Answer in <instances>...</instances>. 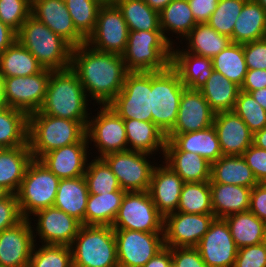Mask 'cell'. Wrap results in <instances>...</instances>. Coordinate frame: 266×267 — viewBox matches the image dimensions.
<instances>
[{"instance_id":"4fadbf2b","label":"cell","mask_w":266,"mask_h":267,"mask_svg":"<svg viewBox=\"0 0 266 267\" xmlns=\"http://www.w3.org/2000/svg\"><path fill=\"white\" fill-rule=\"evenodd\" d=\"M148 153L126 150L102 157L126 192L148 191L155 166L150 164Z\"/></svg>"},{"instance_id":"ac0fdd59","label":"cell","mask_w":266,"mask_h":267,"mask_svg":"<svg viewBox=\"0 0 266 267\" xmlns=\"http://www.w3.org/2000/svg\"><path fill=\"white\" fill-rule=\"evenodd\" d=\"M31 218H23L15 226L0 232V265L4 267H29L34 248ZM34 234V235H33Z\"/></svg>"},{"instance_id":"1f68e13d","label":"cell","mask_w":266,"mask_h":267,"mask_svg":"<svg viewBox=\"0 0 266 267\" xmlns=\"http://www.w3.org/2000/svg\"><path fill=\"white\" fill-rule=\"evenodd\" d=\"M124 125L127 143L130 144L128 150L152 155L153 152L161 149L164 154L167 137L153 122L124 119Z\"/></svg>"},{"instance_id":"30bf717a","label":"cell","mask_w":266,"mask_h":267,"mask_svg":"<svg viewBox=\"0 0 266 267\" xmlns=\"http://www.w3.org/2000/svg\"><path fill=\"white\" fill-rule=\"evenodd\" d=\"M108 106L123 119L152 122L151 72H128L122 90Z\"/></svg>"},{"instance_id":"8fae6325","label":"cell","mask_w":266,"mask_h":267,"mask_svg":"<svg viewBox=\"0 0 266 267\" xmlns=\"http://www.w3.org/2000/svg\"><path fill=\"white\" fill-rule=\"evenodd\" d=\"M52 69L43 68L31 76L1 78L5 106L30 115L39 111L47 92Z\"/></svg>"},{"instance_id":"836d02e7","label":"cell","mask_w":266,"mask_h":267,"mask_svg":"<svg viewBox=\"0 0 266 267\" xmlns=\"http://www.w3.org/2000/svg\"><path fill=\"white\" fill-rule=\"evenodd\" d=\"M199 90L215 113L232 111L241 91L240 86L215 70Z\"/></svg>"},{"instance_id":"6125c7cd","label":"cell","mask_w":266,"mask_h":267,"mask_svg":"<svg viewBox=\"0 0 266 267\" xmlns=\"http://www.w3.org/2000/svg\"><path fill=\"white\" fill-rule=\"evenodd\" d=\"M253 144L258 148L266 150V127L253 134Z\"/></svg>"},{"instance_id":"d6a6232c","label":"cell","mask_w":266,"mask_h":267,"mask_svg":"<svg viewBox=\"0 0 266 267\" xmlns=\"http://www.w3.org/2000/svg\"><path fill=\"white\" fill-rule=\"evenodd\" d=\"M164 164L177 173L185 183L211 179V163L188 151H164Z\"/></svg>"},{"instance_id":"bcb514c9","label":"cell","mask_w":266,"mask_h":267,"mask_svg":"<svg viewBox=\"0 0 266 267\" xmlns=\"http://www.w3.org/2000/svg\"><path fill=\"white\" fill-rule=\"evenodd\" d=\"M35 249L34 245L29 267H73L70 246L43 244Z\"/></svg>"},{"instance_id":"ffe728a7","label":"cell","mask_w":266,"mask_h":267,"mask_svg":"<svg viewBox=\"0 0 266 267\" xmlns=\"http://www.w3.org/2000/svg\"><path fill=\"white\" fill-rule=\"evenodd\" d=\"M34 215L38 217L35 231L42 244L71 246L82 226L76 218L54 206L38 210Z\"/></svg>"},{"instance_id":"8d00e7d4","label":"cell","mask_w":266,"mask_h":267,"mask_svg":"<svg viewBox=\"0 0 266 267\" xmlns=\"http://www.w3.org/2000/svg\"><path fill=\"white\" fill-rule=\"evenodd\" d=\"M125 193V190H117L104 194H89L85 225L112 226Z\"/></svg>"},{"instance_id":"e7e4bbea","label":"cell","mask_w":266,"mask_h":267,"mask_svg":"<svg viewBox=\"0 0 266 267\" xmlns=\"http://www.w3.org/2000/svg\"><path fill=\"white\" fill-rule=\"evenodd\" d=\"M172 0H145L152 9L161 12Z\"/></svg>"},{"instance_id":"74e56055","label":"cell","mask_w":266,"mask_h":267,"mask_svg":"<svg viewBox=\"0 0 266 267\" xmlns=\"http://www.w3.org/2000/svg\"><path fill=\"white\" fill-rule=\"evenodd\" d=\"M44 67L17 40L0 55V77L31 76Z\"/></svg>"},{"instance_id":"6da1fadb","label":"cell","mask_w":266,"mask_h":267,"mask_svg":"<svg viewBox=\"0 0 266 267\" xmlns=\"http://www.w3.org/2000/svg\"><path fill=\"white\" fill-rule=\"evenodd\" d=\"M70 68L84 91L101 106L109 105L122 90L128 73L122 55L92 49L86 43L72 48Z\"/></svg>"},{"instance_id":"f546056e","label":"cell","mask_w":266,"mask_h":267,"mask_svg":"<svg viewBox=\"0 0 266 267\" xmlns=\"http://www.w3.org/2000/svg\"><path fill=\"white\" fill-rule=\"evenodd\" d=\"M32 160L29 144L5 148L0 153V185L11 194H16Z\"/></svg>"},{"instance_id":"7402d4cb","label":"cell","mask_w":266,"mask_h":267,"mask_svg":"<svg viewBox=\"0 0 266 267\" xmlns=\"http://www.w3.org/2000/svg\"><path fill=\"white\" fill-rule=\"evenodd\" d=\"M89 140L85 135L78 143L52 150L38 160L59 179L84 176L87 167Z\"/></svg>"},{"instance_id":"484cf974","label":"cell","mask_w":266,"mask_h":267,"mask_svg":"<svg viewBox=\"0 0 266 267\" xmlns=\"http://www.w3.org/2000/svg\"><path fill=\"white\" fill-rule=\"evenodd\" d=\"M172 48L170 66L186 88L200 89L213 72L212 59Z\"/></svg>"},{"instance_id":"7c38bea8","label":"cell","mask_w":266,"mask_h":267,"mask_svg":"<svg viewBox=\"0 0 266 267\" xmlns=\"http://www.w3.org/2000/svg\"><path fill=\"white\" fill-rule=\"evenodd\" d=\"M129 29L115 4L102 5L93 32L86 39L92 49L122 55L128 42Z\"/></svg>"},{"instance_id":"c3c4849f","label":"cell","mask_w":266,"mask_h":267,"mask_svg":"<svg viewBox=\"0 0 266 267\" xmlns=\"http://www.w3.org/2000/svg\"><path fill=\"white\" fill-rule=\"evenodd\" d=\"M233 111L253 134L266 127V110L249 93L239 92Z\"/></svg>"},{"instance_id":"6f0895ef","label":"cell","mask_w":266,"mask_h":267,"mask_svg":"<svg viewBox=\"0 0 266 267\" xmlns=\"http://www.w3.org/2000/svg\"><path fill=\"white\" fill-rule=\"evenodd\" d=\"M219 0H188L196 23H207Z\"/></svg>"},{"instance_id":"cb8c5ba5","label":"cell","mask_w":266,"mask_h":267,"mask_svg":"<svg viewBox=\"0 0 266 267\" xmlns=\"http://www.w3.org/2000/svg\"><path fill=\"white\" fill-rule=\"evenodd\" d=\"M184 183L168 165L154 167L148 192L164 218L176 212Z\"/></svg>"},{"instance_id":"f35d334b","label":"cell","mask_w":266,"mask_h":267,"mask_svg":"<svg viewBox=\"0 0 266 267\" xmlns=\"http://www.w3.org/2000/svg\"><path fill=\"white\" fill-rule=\"evenodd\" d=\"M159 19L160 29L171 45H173V41L166 36L165 32L172 31L182 36L183 39L197 24L188 0H172L159 12Z\"/></svg>"},{"instance_id":"f6af8a7d","label":"cell","mask_w":266,"mask_h":267,"mask_svg":"<svg viewBox=\"0 0 266 267\" xmlns=\"http://www.w3.org/2000/svg\"><path fill=\"white\" fill-rule=\"evenodd\" d=\"M65 5L74 27L87 39L95 28L98 11L102 4L97 0H66Z\"/></svg>"},{"instance_id":"8992f818","label":"cell","mask_w":266,"mask_h":267,"mask_svg":"<svg viewBox=\"0 0 266 267\" xmlns=\"http://www.w3.org/2000/svg\"><path fill=\"white\" fill-rule=\"evenodd\" d=\"M70 247L73 267H119L111 226L82 225Z\"/></svg>"},{"instance_id":"db71d44e","label":"cell","mask_w":266,"mask_h":267,"mask_svg":"<svg viewBox=\"0 0 266 267\" xmlns=\"http://www.w3.org/2000/svg\"><path fill=\"white\" fill-rule=\"evenodd\" d=\"M247 69H266V38L243 44Z\"/></svg>"},{"instance_id":"52a82bcc","label":"cell","mask_w":266,"mask_h":267,"mask_svg":"<svg viewBox=\"0 0 266 267\" xmlns=\"http://www.w3.org/2000/svg\"><path fill=\"white\" fill-rule=\"evenodd\" d=\"M185 88L171 66L163 71L151 72L152 122L165 135L173 129L177 121L179 102Z\"/></svg>"},{"instance_id":"03108f58","label":"cell","mask_w":266,"mask_h":267,"mask_svg":"<svg viewBox=\"0 0 266 267\" xmlns=\"http://www.w3.org/2000/svg\"><path fill=\"white\" fill-rule=\"evenodd\" d=\"M10 194L4 186L0 185V201L6 199Z\"/></svg>"},{"instance_id":"7bdbcfd3","label":"cell","mask_w":266,"mask_h":267,"mask_svg":"<svg viewBox=\"0 0 266 267\" xmlns=\"http://www.w3.org/2000/svg\"><path fill=\"white\" fill-rule=\"evenodd\" d=\"M176 212L213 214L209 181L184 183Z\"/></svg>"},{"instance_id":"603a6c76","label":"cell","mask_w":266,"mask_h":267,"mask_svg":"<svg viewBox=\"0 0 266 267\" xmlns=\"http://www.w3.org/2000/svg\"><path fill=\"white\" fill-rule=\"evenodd\" d=\"M213 126L223 155L242 156L253 144V133L233 110L215 113Z\"/></svg>"},{"instance_id":"4dcf8cb0","label":"cell","mask_w":266,"mask_h":267,"mask_svg":"<svg viewBox=\"0 0 266 267\" xmlns=\"http://www.w3.org/2000/svg\"><path fill=\"white\" fill-rule=\"evenodd\" d=\"M209 183L240 185L253 188L258 184L243 156L223 155L211 164Z\"/></svg>"},{"instance_id":"b9f144b4","label":"cell","mask_w":266,"mask_h":267,"mask_svg":"<svg viewBox=\"0 0 266 267\" xmlns=\"http://www.w3.org/2000/svg\"><path fill=\"white\" fill-rule=\"evenodd\" d=\"M212 66L213 70L241 87L248 70L243 44L231 43L212 58Z\"/></svg>"},{"instance_id":"5b68a950","label":"cell","mask_w":266,"mask_h":267,"mask_svg":"<svg viewBox=\"0 0 266 267\" xmlns=\"http://www.w3.org/2000/svg\"><path fill=\"white\" fill-rule=\"evenodd\" d=\"M172 48L162 31H129L122 58L128 72H159L170 66Z\"/></svg>"},{"instance_id":"8c879c8a","label":"cell","mask_w":266,"mask_h":267,"mask_svg":"<svg viewBox=\"0 0 266 267\" xmlns=\"http://www.w3.org/2000/svg\"><path fill=\"white\" fill-rule=\"evenodd\" d=\"M5 148L2 146V145H0V153L4 150Z\"/></svg>"},{"instance_id":"89a4df30","label":"cell","mask_w":266,"mask_h":267,"mask_svg":"<svg viewBox=\"0 0 266 267\" xmlns=\"http://www.w3.org/2000/svg\"><path fill=\"white\" fill-rule=\"evenodd\" d=\"M256 2H258L266 11V0H255Z\"/></svg>"},{"instance_id":"003e7915","label":"cell","mask_w":266,"mask_h":267,"mask_svg":"<svg viewBox=\"0 0 266 267\" xmlns=\"http://www.w3.org/2000/svg\"><path fill=\"white\" fill-rule=\"evenodd\" d=\"M5 107V103L3 100L2 86H1V77H0V109Z\"/></svg>"},{"instance_id":"d590c367","label":"cell","mask_w":266,"mask_h":267,"mask_svg":"<svg viewBox=\"0 0 266 267\" xmlns=\"http://www.w3.org/2000/svg\"><path fill=\"white\" fill-rule=\"evenodd\" d=\"M188 39V49L184 52H190L195 55L212 59L231 43V38L219 34L207 23H197L196 26L185 36Z\"/></svg>"},{"instance_id":"7dc6e473","label":"cell","mask_w":266,"mask_h":267,"mask_svg":"<svg viewBox=\"0 0 266 267\" xmlns=\"http://www.w3.org/2000/svg\"><path fill=\"white\" fill-rule=\"evenodd\" d=\"M247 0H219L207 24L219 34L232 37L235 21Z\"/></svg>"},{"instance_id":"680465c9","label":"cell","mask_w":266,"mask_h":267,"mask_svg":"<svg viewBox=\"0 0 266 267\" xmlns=\"http://www.w3.org/2000/svg\"><path fill=\"white\" fill-rule=\"evenodd\" d=\"M266 87V69H248L240 90L246 93Z\"/></svg>"},{"instance_id":"3957f363","label":"cell","mask_w":266,"mask_h":267,"mask_svg":"<svg viewBox=\"0 0 266 267\" xmlns=\"http://www.w3.org/2000/svg\"><path fill=\"white\" fill-rule=\"evenodd\" d=\"M86 135V127L80 121L59 118L39 111L28 115V144L33 159L78 143Z\"/></svg>"},{"instance_id":"9f6ffc18","label":"cell","mask_w":266,"mask_h":267,"mask_svg":"<svg viewBox=\"0 0 266 267\" xmlns=\"http://www.w3.org/2000/svg\"><path fill=\"white\" fill-rule=\"evenodd\" d=\"M249 211L266 223V183H258L252 188Z\"/></svg>"},{"instance_id":"d4e9b609","label":"cell","mask_w":266,"mask_h":267,"mask_svg":"<svg viewBox=\"0 0 266 267\" xmlns=\"http://www.w3.org/2000/svg\"><path fill=\"white\" fill-rule=\"evenodd\" d=\"M164 151H188L198 154L209 163L217 161L222 154L214 126L188 133H168Z\"/></svg>"},{"instance_id":"9c48e42d","label":"cell","mask_w":266,"mask_h":267,"mask_svg":"<svg viewBox=\"0 0 266 267\" xmlns=\"http://www.w3.org/2000/svg\"><path fill=\"white\" fill-rule=\"evenodd\" d=\"M113 229L164 232V217L158 212L148 191L126 192Z\"/></svg>"},{"instance_id":"e575fe53","label":"cell","mask_w":266,"mask_h":267,"mask_svg":"<svg viewBox=\"0 0 266 267\" xmlns=\"http://www.w3.org/2000/svg\"><path fill=\"white\" fill-rule=\"evenodd\" d=\"M237 248L263 243L266 223L250 211L224 217Z\"/></svg>"},{"instance_id":"2e32d148","label":"cell","mask_w":266,"mask_h":267,"mask_svg":"<svg viewBox=\"0 0 266 267\" xmlns=\"http://www.w3.org/2000/svg\"><path fill=\"white\" fill-rule=\"evenodd\" d=\"M214 214L174 212L164 218V246L196 247L214 220Z\"/></svg>"},{"instance_id":"ee69618b","label":"cell","mask_w":266,"mask_h":267,"mask_svg":"<svg viewBox=\"0 0 266 267\" xmlns=\"http://www.w3.org/2000/svg\"><path fill=\"white\" fill-rule=\"evenodd\" d=\"M84 178L89 194H104L122 190L118 179L103 158L96 157L87 163Z\"/></svg>"},{"instance_id":"be15d7a7","label":"cell","mask_w":266,"mask_h":267,"mask_svg":"<svg viewBox=\"0 0 266 267\" xmlns=\"http://www.w3.org/2000/svg\"><path fill=\"white\" fill-rule=\"evenodd\" d=\"M249 94L266 110V87L251 91Z\"/></svg>"},{"instance_id":"60d3db41","label":"cell","mask_w":266,"mask_h":267,"mask_svg":"<svg viewBox=\"0 0 266 267\" xmlns=\"http://www.w3.org/2000/svg\"><path fill=\"white\" fill-rule=\"evenodd\" d=\"M115 5L121 11L129 31H161L159 12L145 0H117Z\"/></svg>"},{"instance_id":"a7ac6f4b","label":"cell","mask_w":266,"mask_h":267,"mask_svg":"<svg viewBox=\"0 0 266 267\" xmlns=\"http://www.w3.org/2000/svg\"><path fill=\"white\" fill-rule=\"evenodd\" d=\"M97 1H99L102 5H106V4H115L117 0H97Z\"/></svg>"},{"instance_id":"681fc988","label":"cell","mask_w":266,"mask_h":267,"mask_svg":"<svg viewBox=\"0 0 266 267\" xmlns=\"http://www.w3.org/2000/svg\"><path fill=\"white\" fill-rule=\"evenodd\" d=\"M31 15V0H0V21L16 33Z\"/></svg>"},{"instance_id":"f1b7e54d","label":"cell","mask_w":266,"mask_h":267,"mask_svg":"<svg viewBox=\"0 0 266 267\" xmlns=\"http://www.w3.org/2000/svg\"><path fill=\"white\" fill-rule=\"evenodd\" d=\"M266 38V11L255 0H247L235 21L232 43L244 44Z\"/></svg>"},{"instance_id":"94428289","label":"cell","mask_w":266,"mask_h":267,"mask_svg":"<svg viewBox=\"0 0 266 267\" xmlns=\"http://www.w3.org/2000/svg\"><path fill=\"white\" fill-rule=\"evenodd\" d=\"M17 33L0 21V55L16 41Z\"/></svg>"},{"instance_id":"816d5d0a","label":"cell","mask_w":266,"mask_h":267,"mask_svg":"<svg viewBox=\"0 0 266 267\" xmlns=\"http://www.w3.org/2000/svg\"><path fill=\"white\" fill-rule=\"evenodd\" d=\"M258 183H266V150L251 144L242 154Z\"/></svg>"},{"instance_id":"ab89813d","label":"cell","mask_w":266,"mask_h":267,"mask_svg":"<svg viewBox=\"0 0 266 267\" xmlns=\"http://www.w3.org/2000/svg\"><path fill=\"white\" fill-rule=\"evenodd\" d=\"M28 144V115L5 106L0 109V145L16 148Z\"/></svg>"},{"instance_id":"f907efd6","label":"cell","mask_w":266,"mask_h":267,"mask_svg":"<svg viewBox=\"0 0 266 267\" xmlns=\"http://www.w3.org/2000/svg\"><path fill=\"white\" fill-rule=\"evenodd\" d=\"M234 267H266L264 243L239 248Z\"/></svg>"},{"instance_id":"5bb4252c","label":"cell","mask_w":266,"mask_h":267,"mask_svg":"<svg viewBox=\"0 0 266 267\" xmlns=\"http://www.w3.org/2000/svg\"><path fill=\"white\" fill-rule=\"evenodd\" d=\"M119 267H143L164 247V232L114 229Z\"/></svg>"},{"instance_id":"ba28073f","label":"cell","mask_w":266,"mask_h":267,"mask_svg":"<svg viewBox=\"0 0 266 267\" xmlns=\"http://www.w3.org/2000/svg\"><path fill=\"white\" fill-rule=\"evenodd\" d=\"M59 182L44 164L33 159L16 193L22 217L29 219L38 210L53 207Z\"/></svg>"},{"instance_id":"11a10c76","label":"cell","mask_w":266,"mask_h":267,"mask_svg":"<svg viewBox=\"0 0 266 267\" xmlns=\"http://www.w3.org/2000/svg\"><path fill=\"white\" fill-rule=\"evenodd\" d=\"M172 267H207L196 247L172 248Z\"/></svg>"},{"instance_id":"f5cc1de1","label":"cell","mask_w":266,"mask_h":267,"mask_svg":"<svg viewBox=\"0 0 266 267\" xmlns=\"http://www.w3.org/2000/svg\"><path fill=\"white\" fill-rule=\"evenodd\" d=\"M22 219L16 194H10L0 201V232L15 226Z\"/></svg>"},{"instance_id":"4316f807","label":"cell","mask_w":266,"mask_h":267,"mask_svg":"<svg viewBox=\"0 0 266 267\" xmlns=\"http://www.w3.org/2000/svg\"><path fill=\"white\" fill-rule=\"evenodd\" d=\"M210 189L215 218H224L230 214L249 211L252 188L210 183Z\"/></svg>"},{"instance_id":"e0dca14e","label":"cell","mask_w":266,"mask_h":267,"mask_svg":"<svg viewBox=\"0 0 266 267\" xmlns=\"http://www.w3.org/2000/svg\"><path fill=\"white\" fill-rule=\"evenodd\" d=\"M196 248L207 267H234L238 248L224 218H214Z\"/></svg>"},{"instance_id":"277c9868","label":"cell","mask_w":266,"mask_h":267,"mask_svg":"<svg viewBox=\"0 0 266 267\" xmlns=\"http://www.w3.org/2000/svg\"><path fill=\"white\" fill-rule=\"evenodd\" d=\"M16 40L47 69L64 70L71 66L72 47L44 23L29 16L17 32Z\"/></svg>"},{"instance_id":"d6986e66","label":"cell","mask_w":266,"mask_h":267,"mask_svg":"<svg viewBox=\"0 0 266 267\" xmlns=\"http://www.w3.org/2000/svg\"><path fill=\"white\" fill-rule=\"evenodd\" d=\"M31 16L44 23L72 48L86 42V39L74 27L63 0H31Z\"/></svg>"},{"instance_id":"91938a15","label":"cell","mask_w":266,"mask_h":267,"mask_svg":"<svg viewBox=\"0 0 266 267\" xmlns=\"http://www.w3.org/2000/svg\"><path fill=\"white\" fill-rule=\"evenodd\" d=\"M143 267H172V248L164 246Z\"/></svg>"},{"instance_id":"83f0119b","label":"cell","mask_w":266,"mask_h":267,"mask_svg":"<svg viewBox=\"0 0 266 267\" xmlns=\"http://www.w3.org/2000/svg\"><path fill=\"white\" fill-rule=\"evenodd\" d=\"M88 197L89 191L84 176L60 179L53 206L85 225Z\"/></svg>"},{"instance_id":"2644e50d","label":"cell","mask_w":266,"mask_h":267,"mask_svg":"<svg viewBox=\"0 0 266 267\" xmlns=\"http://www.w3.org/2000/svg\"><path fill=\"white\" fill-rule=\"evenodd\" d=\"M263 243H264V245H265V247H266V230H265V235H264Z\"/></svg>"},{"instance_id":"7a4b0ae2","label":"cell","mask_w":266,"mask_h":267,"mask_svg":"<svg viewBox=\"0 0 266 267\" xmlns=\"http://www.w3.org/2000/svg\"><path fill=\"white\" fill-rule=\"evenodd\" d=\"M88 98L77 74L71 69L52 70L39 112L88 125Z\"/></svg>"},{"instance_id":"44dd1931","label":"cell","mask_w":266,"mask_h":267,"mask_svg":"<svg viewBox=\"0 0 266 267\" xmlns=\"http://www.w3.org/2000/svg\"><path fill=\"white\" fill-rule=\"evenodd\" d=\"M215 112L198 89L185 88L180 98L177 121L169 133H188L213 125Z\"/></svg>"},{"instance_id":"9a60e30c","label":"cell","mask_w":266,"mask_h":267,"mask_svg":"<svg viewBox=\"0 0 266 267\" xmlns=\"http://www.w3.org/2000/svg\"><path fill=\"white\" fill-rule=\"evenodd\" d=\"M86 136L98 147V158L128 150L124 119L108 105H100L97 116L89 118Z\"/></svg>"}]
</instances>
